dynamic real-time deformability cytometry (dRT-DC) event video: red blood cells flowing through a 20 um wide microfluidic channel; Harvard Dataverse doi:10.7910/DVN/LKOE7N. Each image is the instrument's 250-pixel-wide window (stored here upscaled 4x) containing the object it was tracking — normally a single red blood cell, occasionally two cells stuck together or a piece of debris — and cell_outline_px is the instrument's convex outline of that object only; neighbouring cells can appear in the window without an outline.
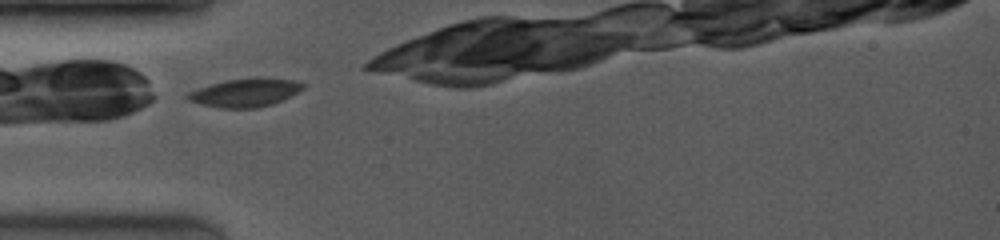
{"species": "common noctule bat (a hibernating species)", "species_latin": "Nyctalus noctula", "temperature_condition": "room temperature", "stored_images_in_passage": 10, "camera_frame_rate_fps": 4000, "um_per_image_px": 0.085, "animal": {"sex": "female", "body_mass_g": 19.0, "forearm_length_mm": 53.3}, "frame": {"image": 1, "passage_image": 1, "time_ms": 0.0, "image_size_px": [1000, 240], "cell_outline_px": [[308, 84], [304, 88], [272, 104], [256, 108], [216, 108], [200, 104], [188, 100], [184, 96], [188, 92], [212, 84], [228, 80], [292, 80]], "centroid_in_image_um": [20.77, 7.93], "position_along_channel_um": 64.2, "area_um2": 18.15}}
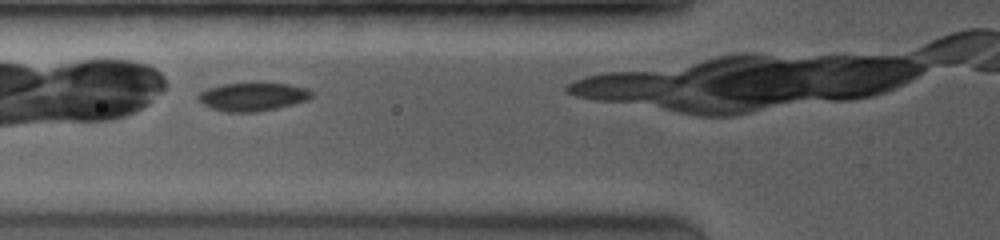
{"frame": {"image": 2, "passage_image": 5, "time_ms": 1.0, "image_size_px": [1000, 240], "cell_outline_px": [[312, 96], [308, 100], [276, 108], [256, 112], [224, 112], [212, 108], [204, 104], [196, 96], [200, 92], [208, 88], [224, 84], [288, 84], [304, 88], [312, 92]], "centroid_in_image_um": [21.46, 8.24], "position_along_channel_um": 104.3, "area_um2": 18.26}}
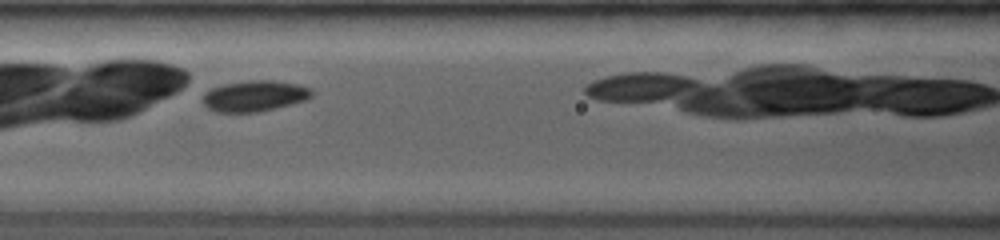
{"frame": {"image": 3, "passage_image": 9, "time_ms": 2.0, "image_size_px": [1000, 240], "cell_outline_px": [[312, 96], [304, 100], [292, 104], [260, 112], [216, 112], [208, 108], [204, 104], [204, 92], [212, 88], [228, 84], [260, 80], [264, 80], [292, 84], [308, 88], [312, 92]], "centroid_in_image_um": [21.6, 8.19], "position_along_channel_um": 145.0, "area_um2": 18.96}}